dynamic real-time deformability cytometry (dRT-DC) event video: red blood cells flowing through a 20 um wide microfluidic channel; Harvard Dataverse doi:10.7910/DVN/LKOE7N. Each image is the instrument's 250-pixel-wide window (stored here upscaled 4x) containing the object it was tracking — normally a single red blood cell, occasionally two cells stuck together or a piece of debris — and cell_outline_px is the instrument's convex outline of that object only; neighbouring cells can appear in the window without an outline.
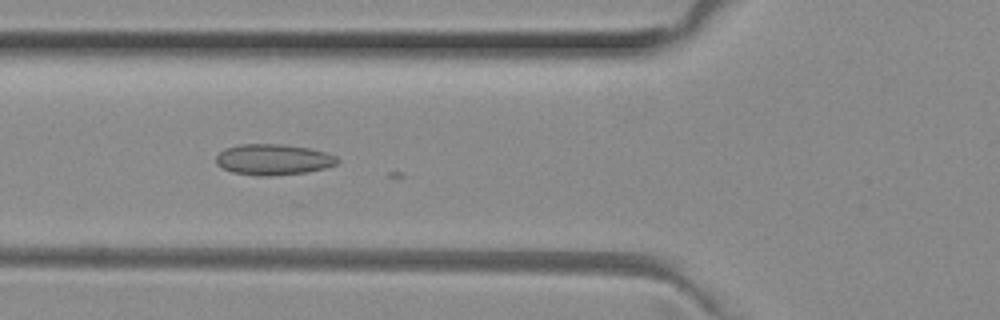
{"species": "common noctule bat (a hibernating species)", "species_latin": "Nyctalus noctula", "temperature_condition": "room temperature", "stored_images_in_passage": 20, "camera_frame_rate_fps": 3000, "um_per_image_px": 0.085, "animal": {"sex": "female", "body_mass_g": 29.2, "forearm_length_mm": 56.3}, "frame": {"image": 1, "passage_image": 12, "time_ms": 3.667, "image_size_px": [1000, 320], "cell_outline_px": [[340, 160], [336, 164], [324, 168], [304, 172], [272, 176], [256, 176], [232, 172], [216, 164], [216, 156], [224, 148], [240, 144], [284, 144], [308, 148], [324, 152], [336, 156]], "centroid_in_image_um": [23.2, 13.56], "position_along_channel_um": 102.6, "area_um2": 21.79}}
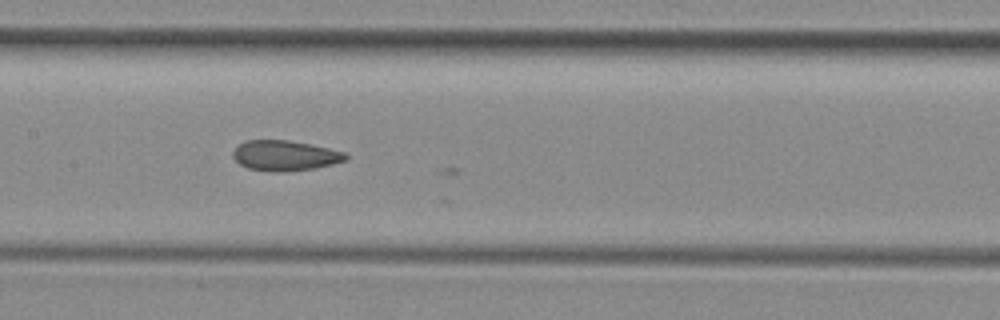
{"frame": {"image": 2, "passage_image": 18, "time_ms": 5.667, "image_size_px": [1000, 320], "cell_outline_px": [[348, 160], [316, 168], [288, 172], [268, 172], [248, 168], [240, 164], [232, 156], [232, 152], [240, 144], [248, 140], [288, 140], [312, 144], [344, 152], [348, 156]], "centroid_in_image_um": [24.24, 13.24], "position_along_channel_um": 183.2, "area_um2": 20.06}}